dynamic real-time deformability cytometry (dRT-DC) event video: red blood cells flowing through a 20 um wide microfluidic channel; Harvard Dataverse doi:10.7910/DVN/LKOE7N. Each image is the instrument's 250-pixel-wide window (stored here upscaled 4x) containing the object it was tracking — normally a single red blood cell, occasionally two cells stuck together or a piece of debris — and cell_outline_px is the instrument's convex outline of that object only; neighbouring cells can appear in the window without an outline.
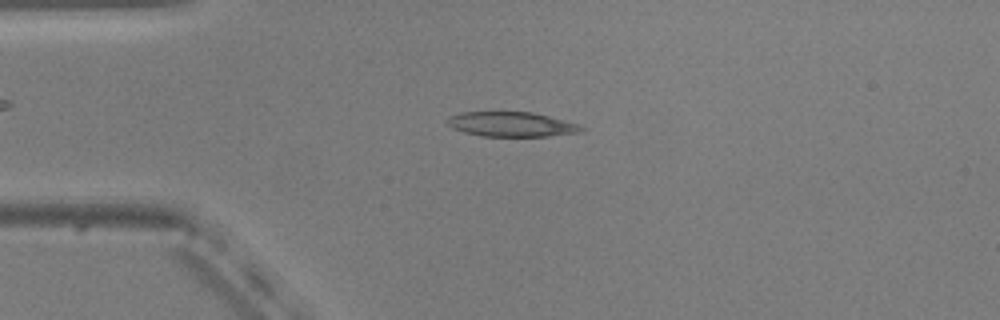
{"species": "common noctule bat (a hibernating species)", "species_latin": "Nyctalus noctula", "temperature_condition": "warm", "stored_images_in_passage": 52, "camera_frame_rate_fps": 3000, "um_per_image_px": 0.085, "animal": {"sex": "male", "body_mass_g": 20.5, "forearm_length_mm": 52.5}, "frame": {"image": 1, "passage_image": 12, "time_ms": 3.667, "image_size_px": [1000, 320], "cell_outline_px": [[584, 128], [580, 132], [548, 136], [480, 136], [464, 132], [452, 128], [448, 124], [448, 116], [460, 112], [532, 112], [580, 124]], "centroid_in_image_um": [43.46, 10.56], "position_along_channel_um": 41.5, "area_um2": 19.25}}
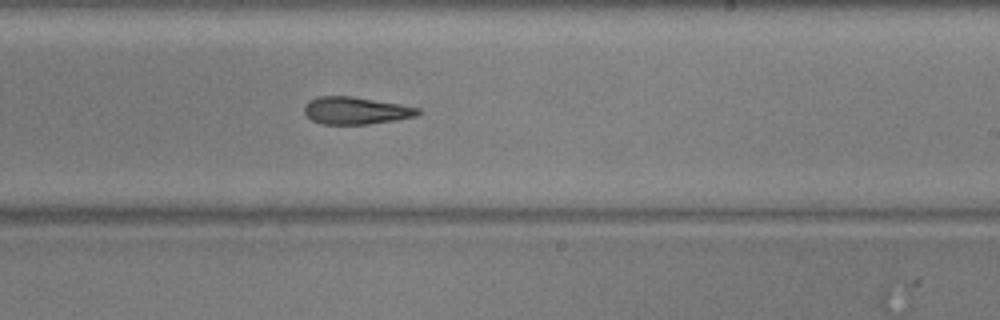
{"frame": {"image": 2, "passage_image": 31, "time_ms": 10.0, "image_size_px": [1000, 320], "cell_outline_px": [[420, 112], [416, 116], [396, 120], [368, 124], [320, 124], [312, 120], [304, 112], [304, 104], [308, 100], [316, 96], [352, 96], [400, 104], [420, 108]], "centroid_in_image_um": [30.21, 9.39], "position_along_channel_um": 258.8, "area_um2": 18.21}}
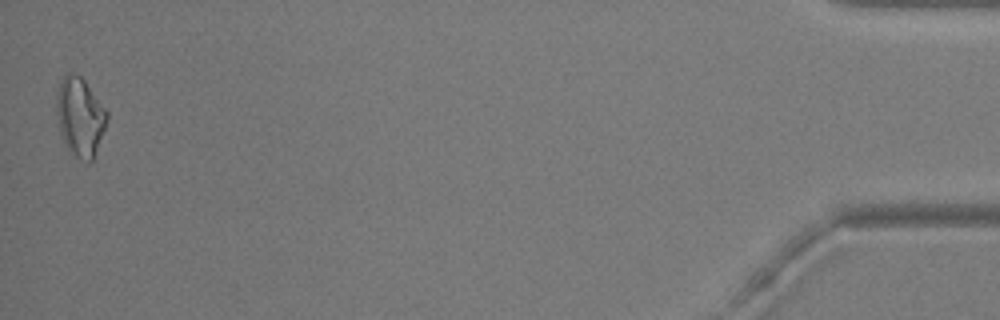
{"frame": {"image": 3, "passage_image": 52, "time_ms": 17.0, "image_size_px": [1000, 320], "cell_outline_px": [[108, 120], [92, 160], [88, 164], [68, 152], [60, 132], [56, 112], [56, 92], [60, 80], [68, 72], [80, 76], [84, 80], [108, 112]], "centroid_in_image_um": [6.78, 9.94], "position_along_channel_um": 428.4, "area_um2": 23.24}, "authors_computed_cell_mechanics": {"area_um2": 19.4497, "velocity_mm_per_s": 3.7669, "shape_relaxation_time_tau1_ms": 4.8004, "shape_relaxation_time_tau2_ms": 3.7703, "deformation_change_tau1": 0.1406, "deformation_change_tau2": 0.1343}}